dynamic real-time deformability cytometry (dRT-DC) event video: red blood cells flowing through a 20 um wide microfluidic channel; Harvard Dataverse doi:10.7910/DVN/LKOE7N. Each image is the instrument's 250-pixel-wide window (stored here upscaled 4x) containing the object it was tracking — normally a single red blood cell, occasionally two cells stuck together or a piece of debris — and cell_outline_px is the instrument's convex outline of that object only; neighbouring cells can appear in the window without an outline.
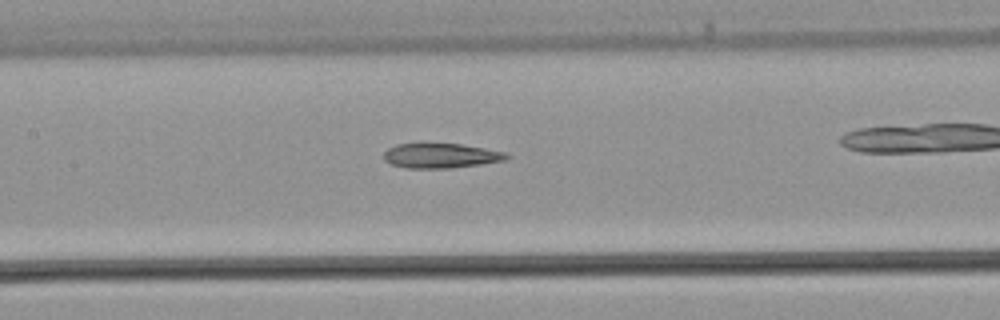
{"species": "common noctule bat (a hibernating species)", "species_latin": "Nyctalus noctula", "temperature_condition": "warm", "stored_images_in_passage": 31, "camera_frame_rate_fps": 3000, "um_per_image_px": 0.085, "animal": {"sex": "male", "body_mass_g": 21.5, "forearm_length_mm": 52.0}, "frame": {"image": 1, "passage_image": 18, "time_ms": 5.667, "image_size_px": [1000, 320], "cell_outline_px": [[512, 156], [504, 160], [480, 164], [452, 168], [408, 168], [392, 164], [384, 160], [384, 152], [388, 148], [396, 144], [460, 144], [484, 148], [504, 152]], "centroid_in_image_um": [37.47, 13.24], "position_along_channel_um": 169.9, "area_um2": 17.51}}